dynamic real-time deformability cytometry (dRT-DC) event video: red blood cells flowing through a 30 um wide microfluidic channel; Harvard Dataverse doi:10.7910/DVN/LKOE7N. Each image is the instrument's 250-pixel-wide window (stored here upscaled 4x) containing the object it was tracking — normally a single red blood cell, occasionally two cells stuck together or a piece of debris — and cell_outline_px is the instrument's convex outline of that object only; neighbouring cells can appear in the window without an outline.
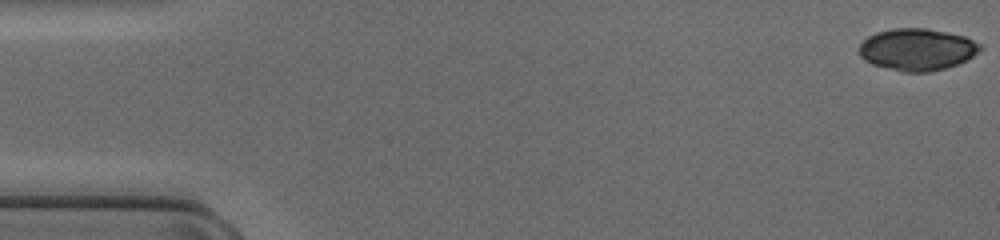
{"species": "common noctule bat (a hibernating species)", "species_latin": "Nyctalus noctula", "temperature_condition": "cold", "stored_images_in_passage": 13, "camera_frame_rate_fps": 3000, "um_per_image_px": 0.085, "animal": {"sex": "female", "body_mass_g": 17.0, "forearm_length_mm": 48.0}, "frame": {"image": 1, "passage_image": 1, "time_ms": 0.0, "image_size_px": [1000, 240], "cell_outline_px": [[980, 48], [972, 56], [956, 64], [944, 68], [928, 72], [904, 72], [872, 64], [864, 60], [860, 56], [860, 44], [868, 36], [876, 32], [892, 28], [924, 28], [964, 36], [980, 44]], "centroid_in_image_um": [77.9, 4.2], "position_along_channel_um": 7.1, "area_um2": 29.13}}
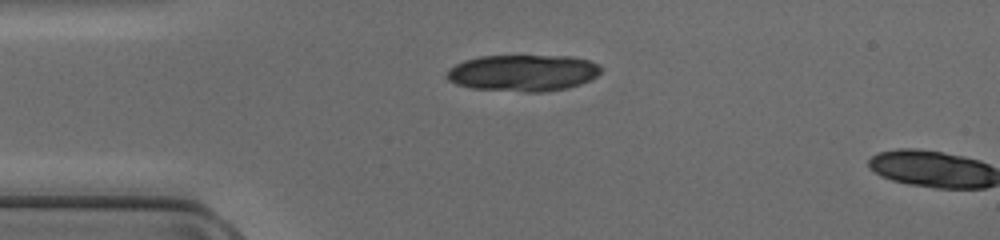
{"frame": {"image": 2, "passage_image": 12, "time_ms": 3.667, "image_size_px": [1000, 240], "cell_outline_px": [[604, 68], [592, 80], [568, 88], [544, 92], [528, 92], [472, 88], [456, 84], [448, 80], [444, 76], [448, 68], [464, 60], [480, 56], [572, 56], [588, 60], [600, 64]], "centroid_in_image_um": [44.47, 6.19], "position_along_channel_um": 40.5, "area_um2": 33.18}}